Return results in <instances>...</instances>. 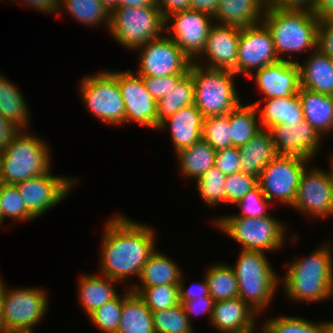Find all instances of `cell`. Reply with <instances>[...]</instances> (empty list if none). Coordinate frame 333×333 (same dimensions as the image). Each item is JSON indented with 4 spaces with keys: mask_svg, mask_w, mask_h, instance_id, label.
Wrapping results in <instances>:
<instances>
[{
    "mask_svg": "<svg viewBox=\"0 0 333 333\" xmlns=\"http://www.w3.org/2000/svg\"><path fill=\"white\" fill-rule=\"evenodd\" d=\"M318 0H268V5L283 9H306L313 11Z\"/></svg>",
    "mask_w": 333,
    "mask_h": 333,
    "instance_id": "51",
    "label": "cell"
},
{
    "mask_svg": "<svg viewBox=\"0 0 333 333\" xmlns=\"http://www.w3.org/2000/svg\"><path fill=\"white\" fill-rule=\"evenodd\" d=\"M299 67L300 87L333 96V60L318 48Z\"/></svg>",
    "mask_w": 333,
    "mask_h": 333,
    "instance_id": "23",
    "label": "cell"
},
{
    "mask_svg": "<svg viewBox=\"0 0 333 333\" xmlns=\"http://www.w3.org/2000/svg\"><path fill=\"white\" fill-rule=\"evenodd\" d=\"M48 298L39 288H5L2 320L6 333H34L48 310Z\"/></svg>",
    "mask_w": 333,
    "mask_h": 333,
    "instance_id": "10",
    "label": "cell"
},
{
    "mask_svg": "<svg viewBox=\"0 0 333 333\" xmlns=\"http://www.w3.org/2000/svg\"><path fill=\"white\" fill-rule=\"evenodd\" d=\"M213 20V17L207 13L192 9L183 10L165 18V30L193 62L199 58L205 48Z\"/></svg>",
    "mask_w": 333,
    "mask_h": 333,
    "instance_id": "14",
    "label": "cell"
},
{
    "mask_svg": "<svg viewBox=\"0 0 333 333\" xmlns=\"http://www.w3.org/2000/svg\"><path fill=\"white\" fill-rule=\"evenodd\" d=\"M271 203L266 199L265 195L261 191V187L257 185L251 191H249L237 204L242 208V213L237 215L228 216H244L249 218H263L270 213L267 212Z\"/></svg>",
    "mask_w": 333,
    "mask_h": 333,
    "instance_id": "45",
    "label": "cell"
},
{
    "mask_svg": "<svg viewBox=\"0 0 333 333\" xmlns=\"http://www.w3.org/2000/svg\"><path fill=\"white\" fill-rule=\"evenodd\" d=\"M328 244L305 258L293 257L280 282L285 295L297 302H323L333 297V252ZM327 299V300H326Z\"/></svg>",
    "mask_w": 333,
    "mask_h": 333,
    "instance_id": "2",
    "label": "cell"
},
{
    "mask_svg": "<svg viewBox=\"0 0 333 333\" xmlns=\"http://www.w3.org/2000/svg\"><path fill=\"white\" fill-rule=\"evenodd\" d=\"M257 315L240 297L216 301L210 324L220 333H253Z\"/></svg>",
    "mask_w": 333,
    "mask_h": 333,
    "instance_id": "21",
    "label": "cell"
},
{
    "mask_svg": "<svg viewBox=\"0 0 333 333\" xmlns=\"http://www.w3.org/2000/svg\"><path fill=\"white\" fill-rule=\"evenodd\" d=\"M185 310V313L187 317L189 318L190 323L192 322L190 318L194 315L198 314L200 315L201 313H207L208 314V319L209 322L212 317V312H213V307H214V300L210 295H207L205 297H198L195 299H191L189 301H179Z\"/></svg>",
    "mask_w": 333,
    "mask_h": 333,
    "instance_id": "48",
    "label": "cell"
},
{
    "mask_svg": "<svg viewBox=\"0 0 333 333\" xmlns=\"http://www.w3.org/2000/svg\"><path fill=\"white\" fill-rule=\"evenodd\" d=\"M225 180L226 175L221 173L215 166L208 169L196 180L199 195L207 206L213 207L224 203Z\"/></svg>",
    "mask_w": 333,
    "mask_h": 333,
    "instance_id": "40",
    "label": "cell"
},
{
    "mask_svg": "<svg viewBox=\"0 0 333 333\" xmlns=\"http://www.w3.org/2000/svg\"><path fill=\"white\" fill-rule=\"evenodd\" d=\"M155 333H194L193 325L181 303L152 312Z\"/></svg>",
    "mask_w": 333,
    "mask_h": 333,
    "instance_id": "38",
    "label": "cell"
},
{
    "mask_svg": "<svg viewBox=\"0 0 333 333\" xmlns=\"http://www.w3.org/2000/svg\"><path fill=\"white\" fill-rule=\"evenodd\" d=\"M267 259L265 252L241 249L236 265L231 266L239 297L258 314L270 305L280 282V276Z\"/></svg>",
    "mask_w": 333,
    "mask_h": 333,
    "instance_id": "5",
    "label": "cell"
},
{
    "mask_svg": "<svg viewBox=\"0 0 333 333\" xmlns=\"http://www.w3.org/2000/svg\"><path fill=\"white\" fill-rule=\"evenodd\" d=\"M202 139L217 152L233 147L229 126V113L204 118Z\"/></svg>",
    "mask_w": 333,
    "mask_h": 333,
    "instance_id": "39",
    "label": "cell"
},
{
    "mask_svg": "<svg viewBox=\"0 0 333 333\" xmlns=\"http://www.w3.org/2000/svg\"><path fill=\"white\" fill-rule=\"evenodd\" d=\"M263 325L271 333H324V322L317 323L304 317L280 316L268 319Z\"/></svg>",
    "mask_w": 333,
    "mask_h": 333,
    "instance_id": "42",
    "label": "cell"
},
{
    "mask_svg": "<svg viewBox=\"0 0 333 333\" xmlns=\"http://www.w3.org/2000/svg\"><path fill=\"white\" fill-rule=\"evenodd\" d=\"M190 2L191 0H157V5L165 19L175 12L190 9Z\"/></svg>",
    "mask_w": 333,
    "mask_h": 333,
    "instance_id": "52",
    "label": "cell"
},
{
    "mask_svg": "<svg viewBox=\"0 0 333 333\" xmlns=\"http://www.w3.org/2000/svg\"><path fill=\"white\" fill-rule=\"evenodd\" d=\"M254 73L255 84L264 94L263 100L292 97L299 93V67L293 60H279Z\"/></svg>",
    "mask_w": 333,
    "mask_h": 333,
    "instance_id": "20",
    "label": "cell"
},
{
    "mask_svg": "<svg viewBox=\"0 0 333 333\" xmlns=\"http://www.w3.org/2000/svg\"><path fill=\"white\" fill-rule=\"evenodd\" d=\"M189 72L194 82V104L204 117L226 115L241 103L233 71L192 62Z\"/></svg>",
    "mask_w": 333,
    "mask_h": 333,
    "instance_id": "6",
    "label": "cell"
},
{
    "mask_svg": "<svg viewBox=\"0 0 333 333\" xmlns=\"http://www.w3.org/2000/svg\"><path fill=\"white\" fill-rule=\"evenodd\" d=\"M106 222L100 245V274L117 283L132 276L139 279L142 267L156 250L155 231L121 214Z\"/></svg>",
    "mask_w": 333,
    "mask_h": 333,
    "instance_id": "1",
    "label": "cell"
},
{
    "mask_svg": "<svg viewBox=\"0 0 333 333\" xmlns=\"http://www.w3.org/2000/svg\"><path fill=\"white\" fill-rule=\"evenodd\" d=\"M108 30L118 43L132 51L161 37L165 19L158 6H117L110 13Z\"/></svg>",
    "mask_w": 333,
    "mask_h": 333,
    "instance_id": "7",
    "label": "cell"
},
{
    "mask_svg": "<svg viewBox=\"0 0 333 333\" xmlns=\"http://www.w3.org/2000/svg\"><path fill=\"white\" fill-rule=\"evenodd\" d=\"M298 96L306 120L322 137L333 131V96L301 88Z\"/></svg>",
    "mask_w": 333,
    "mask_h": 333,
    "instance_id": "26",
    "label": "cell"
},
{
    "mask_svg": "<svg viewBox=\"0 0 333 333\" xmlns=\"http://www.w3.org/2000/svg\"><path fill=\"white\" fill-rule=\"evenodd\" d=\"M306 167L301 174L297 195L292 205L311 218L333 216V177L317 167Z\"/></svg>",
    "mask_w": 333,
    "mask_h": 333,
    "instance_id": "13",
    "label": "cell"
},
{
    "mask_svg": "<svg viewBox=\"0 0 333 333\" xmlns=\"http://www.w3.org/2000/svg\"><path fill=\"white\" fill-rule=\"evenodd\" d=\"M240 154L238 147H230L216 152L215 167L224 175L240 172Z\"/></svg>",
    "mask_w": 333,
    "mask_h": 333,
    "instance_id": "47",
    "label": "cell"
},
{
    "mask_svg": "<svg viewBox=\"0 0 333 333\" xmlns=\"http://www.w3.org/2000/svg\"><path fill=\"white\" fill-rule=\"evenodd\" d=\"M79 279V302L87 316L118 295L113 285L117 281L108 276L85 274Z\"/></svg>",
    "mask_w": 333,
    "mask_h": 333,
    "instance_id": "29",
    "label": "cell"
},
{
    "mask_svg": "<svg viewBox=\"0 0 333 333\" xmlns=\"http://www.w3.org/2000/svg\"><path fill=\"white\" fill-rule=\"evenodd\" d=\"M21 4H27L28 7L30 6L33 9L44 13L49 14L51 12V14L53 15V13H58L60 0H21Z\"/></svg>",
    "mask_w": 333,
    "mask_h": 333,
    "instance_id": "53",
    "label": "cell"
},
{
    "mask_svg": "<svg viewBox=\"0 0 333 333\" xmlns=\"http://www.w3.org/2000/svg\"><path fill=\"white\" fill-rule=\"evenodd\" d=\"M123 296L118 294L89 315V319L101 333H116L119 328Z\"/></svg>",
    "mask_w": 333,
    "mask_h": 333,
    "instance_id": "43",
    "label": "cell"
},
{
    "mask_svg": "<svg viewBox=\"0 0 333 333\" xmlns=\"http://www.w3.org/2000/svg\"><path fill=\"white\" fill-rule=\"evenodd\" d=\"M181 173L186 178H200L208 169L215 166L216 151L204 139L176 153Z\"/></svg>",
    "mask_w": 333,
    "mask_h": 333,
    "instance_id": "33",
    "label": "cell"
},
{
    "mask_svg": "<svg viewBox=\"0 0 333 333\" xmlns=\"http://www.w3.org/2000/svg\"><path fill=\"white\" fill-rule=\"evenodd\" d=\"M126 289L119 328L116 333H155L152 311L137 294Z\"/></svg>",
    "mask_w": 333,
    "mask_h": 333,
    "instance_id": "27",
    "label": "cell"
},
{
    "mask_svg": "<svg viewBox=\"0 0 333 333\" xmlns=\"http://www.w3.org/2000/svg\"><path fill=\"white\" fill-rule=\"evenodd\" d=\"M197 283V284H196ZM190 284L188 289L184 288V282L181 276L179 283V301H189L198 297H205L209 294V287L205 275L203 281Z\"/></svg>",
    "mask_w": 333,
    "mask_h": 333,
    "instance_id": "50",
    "label": "cell"
},
{
    "mask_svg": "<svg viewBox=\"0 0 333 333\" xmlns=\"http://www.w3.org/2000/svg\"><path fill=\"white\" fill-rule=\"evenodd\" d=\"M102 5L111 13L117 6L118 0H99Z\"/></svg>",
    "mask_w": 333,
    "mask_h": 333,
    "instance_id": "59",
    "label": "cell"
},
{
    "mask_svg": "<svg viewBox=\"0 0 333 333\" xmlns=\"http://www.w3.org/2000/svg\"><path fill=\"white\" fill-rule=\"evenodd\" d=\"M261 100L242 105L229 112V126L232 146L241 147L250 141L261 129L258 110Z\"/></svg>",
    "mask_w": 333,
    "mask_h": 333,
    "instance_id": "31",
    "label": "cell"
},
{
    "mask_svg": "<svg viewBox=\"0 0 333 333\" xmlns=\"http://www.w3.org/2000/svg\"><path fill=\"white\" fill-rule=\"evenodd\" d=\"M214 225L241 245L243 250L275 251L283 248L285 225L268 215L263 218L244 216H221L214 219Z\"/></svg>",
    "mask_w": 333,
    "mask_h": 333,
    "instance_id": "8",
    "label": "cell"
},
{
    "mask_svg": "<svg viewBox=\"0 0 333 333\" xmlns=\"http://www.w3.org/2000/svg\"><path fill=\"white\" fill-rule=\"evenodd\" d=\"M65 9L79 23H84L86 26L99 25L104 23L107 29L110 26V12L99 0H60V10Z\"/></svg>",
    "mask_w": 333,
    "mask_h": 333,
    "instance_id": "36",
    "label": "cell"
},
{
    "mask_svg": "<svg viewBox=\"0 0 333 333\" xmlns=\"http://www.w3.org/2000/svg\"><path fill=\"white\" fill-rule=\"evenodd\" d=\"M262 21L271 31L279 60H289L284 58L286 53H310L317 49L319 19L313 11L276 8L267 4Z\"/></svg>",
    "mask_w": 333,
    "mask_h": 333,
    "instance_id": "3",
    "label": "cell"
},
{
    "mask_svg": "<svg viewBox=\"0 0 333 333\" xmlns=\"http://www.w3.org/2000/svg\"><path fill=\"white\" fill-rule=\"evenodd\" d=\"M269 130L279 155H295L311 160L320 149L322 136L306 120L293 127L277 124Z\"/></svg>",
    "mask_w": 333,
    "mask_h": 333,
    "instance_id": "19",
    "label": "cell"
},
{
    "mask_svg": "<svg viewBox=\"0 0 333 333\" xmlns=\"http://www.w3.org/2000/svg\"><path fill=\"white\" fill-rule=\"evenodd\" d=\"M239 36L240 28L214 23L209 31L205 48L199 56L203 59V56L207 55L208 64L199 63L200 58L193 62L207 68L231 70L236 74Z\"/></svg>",
    "mask_w": 333,
    "mask_h": 333,
    "instance_id": "18",
    "label": "cell"
},
{
    "mask_svg": "<svg viewBox=\"0 0 333 333\" xmlns=\"http://www.w3.org/2000/svg\"><path fill=\"white\" fill-rule=\"evenodd\" d=\"M75 178L52 175L50 171L16 184L26 210L35 218L68 197L77 183Z\"/></svg>",
    "mask_w": 333,
    "mask_h": 333,
    "instance_id": "16",
    "label": "cell"
},
{
    "mask_svg": "<svg viewBox=\"0 0 333 333\" xmlns=\"http://www.w3.org/2000/svg\"><path fill=\"white\" fill-rule=\"evenodd\" d=\"M18 131L16 126L0 115V152Z\"/></svg>",
    "mask_w": 333,
    "mask_h": 333,
    "instance_id": "54",
    "label": "cell"
},
{
    "mask_svg": "<svg viewBox=\"0 0 333 333\" xmlns=\"http://www.w3.org/2000/svg\"><path fill=\"white\" fill-rule=\"evenodd\" d=\"M118 6L142 7L158 5L157 0H118Z\"/></svg>",
    "mask_w": 333,
    "mask_h": 333,
    "instance_id": "57",
    "label": "cell"
},
{
    "mask_svg": "<svg viewBox=\"0 0 333 333\" xmlns=\"http://www.w3.org/2000/svg\"><path fill=\"white\" fill-rule=\"evenodd\" d=\"M80 97L97 119L112 126L126 123L125 106L117 81V71H99L81 80Z\"/></svg>",
    "mask_w": 333,
    "mask_h": 333,
    "instance_id": "9",
    "label": "cell"
},
{
    "mask_svg": "<svg viewBox=\"0 0 333 333\" xmlns=\"http://www.w3.org/2000/svg\"><path fill=\"white\" fill-rule=\"evenodd\" d=\"M219 2L220 0H191L190 9L207 13L213 17Z\"/></svg>",
    "mask_w": 333,
    "mask_h": 333,
    "instance_id": "56",
    "label": "cell"
},
{
    "mask_svg": "<svg viewBox=\"0 0 333 333\" xmlns=\"http://www.w3.org/2000/svg\"><path fill=\"white\" fill-rule=\"evenodd\" d=\"M204 116L195 106L179 109L175 114L162 121L157 130L170 128L174 151L190 147L202 138Z\"/></svg>",
    "mask_w": 333,
    "mask_h": 333,
    "instance_id": "22",
    "label": "cell"
},
{
    "mask_svg": "<svg viewBox=\"0 0 333 333\" xmlns=\"http://www.w3.org/2000/svg\"><path fill=\"white\" fill-rule=\"evenodd\" d=\"M118 86L125 106L126 122L157 129V102L147 91L141 75L128 69L117 72Z\"/></svg>",
    "mask_w": 333,
    "mask_h": 333,
    "instance_id": "17",
    "label": "cell"
},
{
    "mask_svg": "<svg viewBox=\"0 0 333 333\" xmlns=\"http://www.w3.org/2000/svg\"><path fill=\"white\" fill-rule=\"evenodd\" d=\"M2 278L0 277V333H6L4 326H3V320H2V308H3V298H4V292H5V284L3 283Z\"/></svg>",
    "mask_w": 333,
    "mask_h": 333,
    "instance_id": "58",
    "label": "cell"
},
{
    "mask_svg": "<svg viewBox=\"0 0 333 333\" xmlns=\"http://www.w3.org/2000/svg\"><path fill=\"white\" fill-rule=\"evenodd\" d=\"M279 61L271 31L263 21L240 28L236 75L253 77L251 72Z\"/></svg>",
    "mask_w": 333,
    "mask_h": 333,
    "instance_id": "15",
    "label": "cell"
},
{
    "mask_svg": "<svg viewBox=\"0 0 333 333\" xmlns=\"http://www.w3.org/2000/svg\"><path fill=\"white\" fill-rule=\"evenodd\" d=\"M0 226H1V187H0Z\"/></svg>",
    "mask_w": 333,
    "mask_h": 333,
    "instance_id": "63",
    "label": "cell"
},
{
    "mask_svg": "<svg viewBox=\"0 0 333 333\" xmlns=\"http://www.w3.org/2000/svg\"><path fill=\"white\" fill-rule=\"evenodd\" d=\"M324 333H333V321L324 322Z\"/></svg>",
    "mask_w": 333,
    "mask_h": 333,
    "instance_id": "60",
    "label": "cell"
},
{
    "mask_svg": "<svg viewBox=\"0 0 333 333\" xmlns=\"http://www.w3.org/2000/svg\"><path fill=\"white\" fill-rule=\"evenodd\" d=\"M152 311H162L179 304V284H167L153 287H131Z\"/></svg>",
    "mask_w": 333,
    "mask_h": 333,
    "instance_id": "37",
    "label": "cell"
},
{
    "mask_svg": "<svg viewBox=\"0 0 333 333\" xmlns=\"http://www.w3.org/2000/svg\"><path fill=\"white\" fill-rule=\"evenodd\" d=\"M0 115L19 130L30 129L28 128L30 115L23 94L2 74H0Z\"/></svg>",
    "mask_w": 333,
    "mask_h": 333,
    "instance_id": "32",
    "label": "cell"
},
{
    "mask_svg": "<svg viewBox=\"0 0 333 333\" xmlns=\"http://www.w3.org/2000/svg\"><path fill=\"white\" fill-rule=\"evenodd\" d=\"M317 48L333 60V20L319 21Z\"/></svg>",
    "mask_w": 333,
    "mask_h": 333,
    "instance_id": "49",
    "label": "cell"
},
{
    "mask_svg": "<svg viewBox=\"0 0 333 333\" xmlns=\"http://www.w3.org/2000/svg\"><path fill=\"white\" fill-rule=\"evenodd\" d=\"M194 82L188 71L170 90L169 94L157 102V128L159 124L175 114L179 109L194 104Z\"/></svg>",
    "mask_w": 333,
    "mask_h": 333,
    "instance_id": "34",
    "label": "cell"
},
{
    "mask_svg": "<svg viewBox=\"0 0 333 333\" xmlns=\"http://www.w3.org/2000/svg\"><path fill=\"white\" fill-rule=\"evenodd\" d=\"M240 172L259 178L264 167L278 155L273 137L268 129H261L244 146L238 148Z\"/></svg>",
    "mask_w": 333,
    "mask_h": 333,
    "instance_id": "25",
    "label": "cell"
},
{
    "mask_svg": "<svg viewBox=\"0 0 333 333\" xmlns=\"http://www.w3.org/2000/svg\"><path fill=\"white\" fill-rule=\"evenodd\" d=\"M331 158H332V160H330V161H331V162H330V163H331V164H330V165H331V167H330V168H331L330 171H331V174H332V177H333V157H331Z\"/></svg>",
    "mask_w": 333,
    "mask_h": 333,
    "instance_id": "62",
    "label": "cell"
},
{
    "mask_svg": "<svg viewBox=\"0 0 333 333\" xmlns=\"http://www.w3.org/2000/svg\"><path fill=\"white\" fill-rule=\"evenodd\" d=\"M135 50H140L139 68L136 73L141 76L186 74L192 64L191 59L167 34L152 39Z\"/></svg>",
    "mask_w": 333,
    "mask_h": 333,
    "instance_id": "12",
    "label": "cell"
},
{
    "mask_svg": "<svg viewBox=\"0 0 333 333\" xmlns=\"http://www.w3.org/2000/svg\"><path fill=\"white\" fill-rule=\"evenodd\" d=\"M313 12L319 21L333 20V0H318Z\"/></svg>",
    "mask_w": 333,
    "mask_h": 333,
    "instance_id": "55",
    "label": "cell"
},
{
    "mask_svg": "<svg viewBox=\"0 0 333 333\" xmlns=\"http://www.w3.org/2000/svg\"><path fill=\"white\" fill-rule=\"evenodd\" d=\"M7 217L18 221H32L35 218L26 210L22 196L16 185L1 186V225Z\"/></svg>",
    "mask_w": 333,
    "mask_h": 333,
    "instance_id": "41",
    "label": "cell"
},
{
    "mask_svg": "<svg viewBox=\"0 0 333 333\" xmlns=\"http://www.w3.org/2000/svg\"><path fill=\"white\" fill-rule=\"evenodd\" d=\"M45 140L19 130L0 152L3 184L16 185L51 171L50 148Z\"/></svg>",
    "mask_w": 333,
    "mask_h": 333,
    "instance_id": "4",
    "label": "cell"
},
{
    "mask_svg": "<svg viewBox=\"0 0 333 333\" xmlns=\"http://www.w3.org/2000/svg\"><path fill=\"white\" fill-rule=\"evenodd\" d=\"M2 184H3V183H2V179H1V176H0V187L2 186Z\"/></svg>",
    "mask_w": 333,
    "mask_h": 333,
    "instance_id": "64",
    "label": "cell"
},
{
    "mask_svg": "<svg viewBox=\"0 0 333 333\" xmlns=\"http://www.w3.org/2000/svg\"><path fill=\"white\" fill-rule=\"evenodd\" d=\"M184 75L185 74H172L162 77H141L145 83L147 91L153 96L156 102H158L167 94H169L170 90L176 86L177 82Z\"/></svg>",
    "mask_w": 333,
    "mask_h": 333,
    "instance_id": "46",
    "label": "cell"
},
{
    "mask_svg": "<svg viewBox=\"0 0 333 333\" xmlns=\"http://www.w3.org/2000/svg\"><path fill=\"white\" fill-rule=\"evenodd\" d=\"M258 185V178L238 172L226 176L224 184V203L236 205L249 191Z\"/></svg>",
    "mask_w": 333,
    "mask_h": 333,
    "instance_id": "44",
    "label": "cell"
},
{
    "mask_svg": "<svg viewBox=\"0 0 333 333\" xmlns=\"http://www.w3.org/2000/svg\"><path fill=\"white\" fill-rule=\"evenodd\" d=\"M212 264L205 272L209 294L214 302L239 297L238 282L234 270L223 263Z\"/></svg>",
    "mask_w": 333,
    "mask_h": 333,
    "instance_id": "35",
    "label": "cell"
},
{
    "mask_svg": "<svg viewBox=\"0 0 333 333\" xmlns=\"http://www.w3.org/2000/svg\"><path fill=\"white\" fill-rule=\"evenodd\" d=\"M264 107L259 110L260 124L263 129H270L277 124H287L291 127L299 125L304 120L302 105L298 94L292 97H280L262 100Z\"/></svg>",
    "mask_w": 333,
    "mask_h": 333,
    "instance_id": "28",
    "label": "cell"
},
{
    "mask_svg": "<svg viewBox=\"0 0 333 333\" xmlns=\"http://www.w3.org/2000/svg\"><path fill=\"white\" fill-rule=\"evenodd\" d=\"M180 267L168 256L155 250L142 267L139 282L133 287H153L167 284H179Z\"/></svg>",
    "mask_w": 333,
    "mask_h": 333,
    "instance_id": "30",
    "label": "cell"
},
{
    "mask_svg": "<svg viewBox=\"0 0 333 333\" xmlns=\"http://www.w3.org/2000/svg\"><path fill=\"white\" fill-rule=\"evenodd\" d=\"M312 160L295 155H278L270 161L258 178V185L266 199H279L284 205L294 204L301 174Z\"/></svg>",
    "mask_w": 333,
    "mask_h": 333,
    "instance_id": "11",
    "label": "cell"
},
{
    "mask_svg": "<svg viewBox=\"0 0 333 333\" xmlns=\"http://www.w3.org/2000/svg\"><path fill=\"white\" fill-rule=\"evenodd\" d=\"M262 327H263L262 328V330H263L262 332L263 333H271L263 324H262ZM253 333H255V331Z\"/></svg>",
    "mask_w": 333,
    "mask_h": 333,
    "instance_id": "61",
    "label": "cell"
},
{
    "mask_svg": "<svg viewBox=\"0 0 333 333\" xmlns=\"http://www.w3.org/2000/svg\"><path fill=\"white\" fill-rule=\"evenodd\" d=\"M268 0H220L213 19L220 25L244 28L262 21Z\"/></svg>",
    "mask_w": 333,
    "mask_h": 333,
    "instance_id": "24",
    "label": "cell"
}]
</instances>
